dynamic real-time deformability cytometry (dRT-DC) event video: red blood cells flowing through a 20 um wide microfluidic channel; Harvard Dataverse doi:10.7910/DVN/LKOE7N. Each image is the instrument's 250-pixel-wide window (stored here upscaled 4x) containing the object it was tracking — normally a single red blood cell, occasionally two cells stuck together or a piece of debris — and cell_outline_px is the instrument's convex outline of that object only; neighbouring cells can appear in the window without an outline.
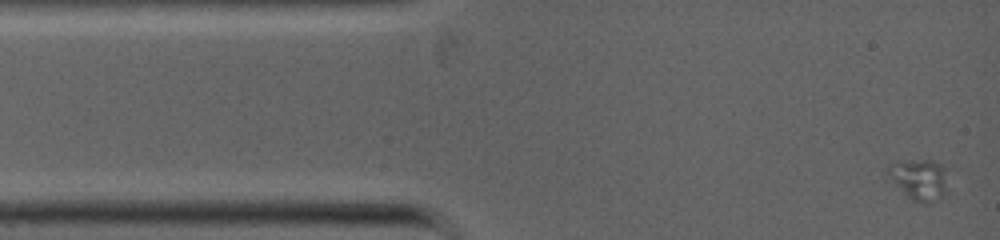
{"species": "common noctule bat (a hibernating species)", "species_latin": "Nyctalus noctula", "temperature_condition": "warm", "stored_images_in_passage": 24, "camera_frame_rate_fps": 5000, "um_per_image_px": 0.085, "animal": {"sex": "female", "body_mass_g": 19.0, "forearm_length_mm": 53.3}, "frame": {"image": 1, "passage_image": 1, "time_ms": 0.0, "image_size_px": [1000, 240], "cell_outline_px": [[944, 196], [940, 200], [924, 204], [908, 196], [892, 180], [888, 172], [888, 168], [896, 160], [932, 160], [940, 164], [944, 168]], "centroid_in_image_um": [78.13, 15.24], "position_along_channel_um": 6.9, "area_um2": 13.76}}
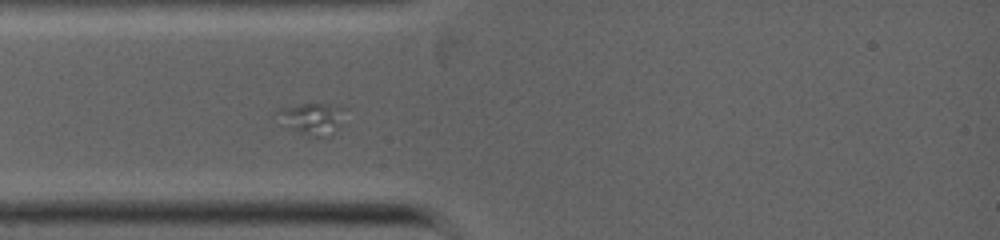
{"frame": {"image": 2, "passage_image": 17, "time_ms": 2.6, "image_size_px": [1000, 240], "cell_outline_px": [[348, 108], [340, 124], [332, 136], [308, 136], [272, 116], [276, 108], [296, 104], [336, 104]], "centroid_in_image_um": [26.54, 10.03], "position_along_channel_um": 58.5, "area_um2": 12.77}}